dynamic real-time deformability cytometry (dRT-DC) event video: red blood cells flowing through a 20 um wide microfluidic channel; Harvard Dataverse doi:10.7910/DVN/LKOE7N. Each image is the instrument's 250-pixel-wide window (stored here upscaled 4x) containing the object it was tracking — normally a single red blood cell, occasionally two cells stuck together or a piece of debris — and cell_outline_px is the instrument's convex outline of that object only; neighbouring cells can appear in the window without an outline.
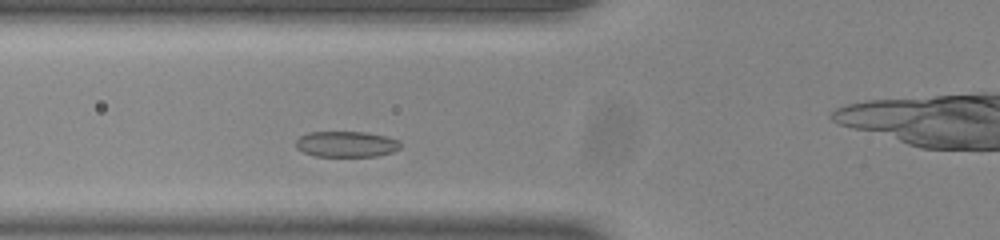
{"species": "common noctule bat (a hibernating species)", "species_latin": "Nyctalus noctula", "temperature_condition": "room temperature", "stored_images_in_passage": 38, "camera_frame_rate_fps": 3000, "um_per_image_px": 0.085, "animal": {"sex": "male", "body_mass_g": 20.0, "forearm_length_mm": 53.3}, "frame": {"image": 1, "passage_image": 10, "time_ms": 3.0, "image_size_px": [1000, 240], "cell_outline_px": [[400, 148], [392, 152], [376, 156], [316, 156], [304, 152], [296, 148], [296, 140], [300, 136], [308, 132], [364, 132], [384, 136], [396, 140], [400, 144]], "centroid_in_image_um": [29.4, 12.25], "position_along_channel_um": 96.4, "area_um2": 15.55}}
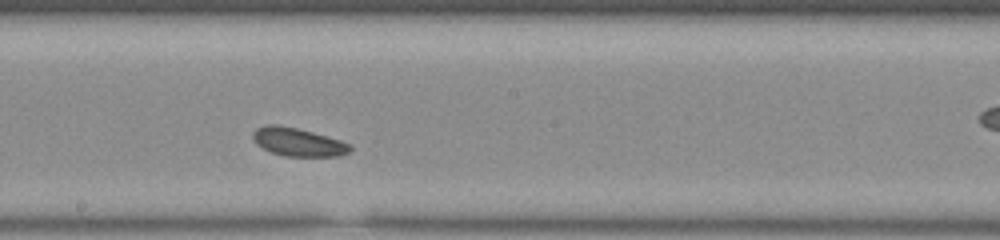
{"frame": {"image": 2, "passage_image": 20, "time_ms": 6.333, "image_size_px": [1000, 240], "cell_outline_px": [[352, 148], [348, 152], [340, 156], [284, 156], [272, 152], [256, 144], [252, 140], [252, 132], [256, 128], [268, 124], [276, 124], [296, 128], [312, 132], [340, 140], [352, 144]], "centroid_in_image_um": [25.32, 12.07], "position_along_channel_um": 222.9, "area_um2": 16.01}}
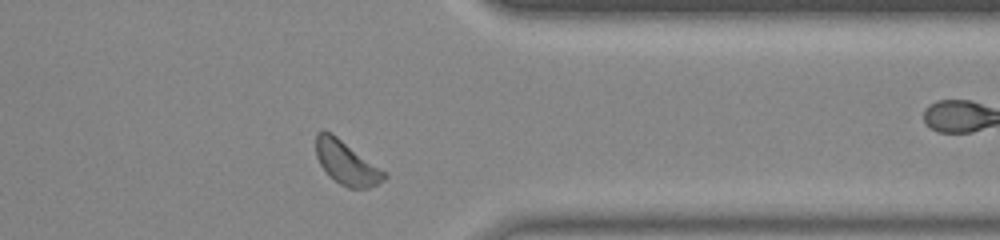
{"frame": {"image": 3, "passage_image": 33, "time_ms": 10.667, "image_size_px": [1000, 240], "cell_outline_px": [[388, 176], [384, 180], [368, 188], [348, 188], [340, 184], [328, 176], [320, 164], [316, 156], [316, 132], [324, 128], [332, 132], [388, 172]], "centroid_in_image_um": [29.46, 13.81], "position_along_channel_um": 381.9, "area_um2": 17.86}, "authors_computed_cell_mechanics": {"area_um2": 16.0973, "velocity_mm_per_s": 3.8033, "shape_relaxation_time_tau1_ms": 1.7256, "shape_relaxation_time_tau2_ms": 3.5282, "deformation_change_tau1": 0.0347, "deformation_change_tau2": 0.077}}